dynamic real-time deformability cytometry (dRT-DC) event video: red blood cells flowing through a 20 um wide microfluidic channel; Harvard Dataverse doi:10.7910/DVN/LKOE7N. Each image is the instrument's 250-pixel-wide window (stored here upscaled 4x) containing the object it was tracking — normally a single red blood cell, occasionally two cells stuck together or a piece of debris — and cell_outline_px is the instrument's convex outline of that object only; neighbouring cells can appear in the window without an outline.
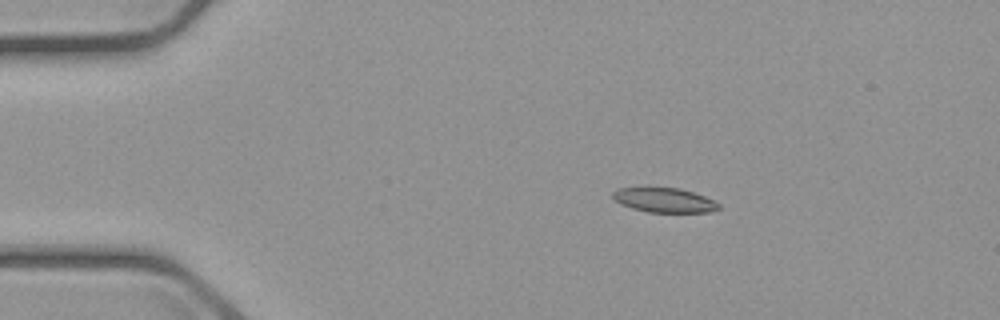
{"species": "common noctule bat (a hibernating species)", "species_latin": "Nyctalus noctula", "temperature_condition": "cold", "stored_images_in_passage": 3, "camera_frame_rate_fps": 3000, "um_per_image_px": 0.085, "animal": {"sex": "male", "body_mass_g": 23.1, "forearm_length_mm": 52.7}, "frame": {"image": 1, "passage_image": 3, "time_ms": 2.333, "image_size_px": [1000, 320], "cell_outline_px": [[720, 208], [712, 212], [648, 212], [632, 208], [620, 204], [612, 196], [612, 192], [616, 188], [680, 188], [716, 200], [720, 204]], "centroid_in_image_um": [56.49, 17.02], "position_along_channel_um": 28.5, "area_um2": 15.14}}